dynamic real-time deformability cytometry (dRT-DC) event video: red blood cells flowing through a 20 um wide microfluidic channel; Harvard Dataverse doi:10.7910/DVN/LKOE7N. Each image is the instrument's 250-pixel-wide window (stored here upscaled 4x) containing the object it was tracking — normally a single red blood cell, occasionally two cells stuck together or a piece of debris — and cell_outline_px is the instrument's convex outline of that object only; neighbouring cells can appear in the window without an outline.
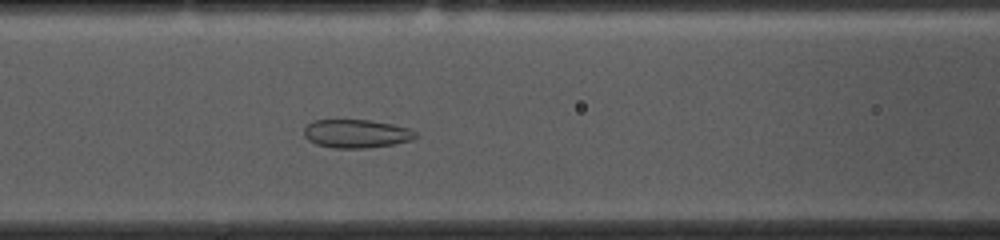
{"species": "common noctule bat (a hibernating species)", "species_latin": "Nyctalus noctula", "temperature_condition": "cold", "stored_images_in_passage": 52, "camera_frame_rate_fps": 3000, "um_per_image_px": 0.085, "animal": {"sex": "female", "body_mass_g": 10.0, "forearm_length_mm": 53.1}, "frame": {"image": 1, "passage_image": 19, "time_ms": 6.0, "image_size_px": [1000, 240], "cell_outline_px": [[416, 136], [412, 140], [396, 144], [368, 148], [336, 148], [316, 144], [308, 140], [304, 136], [304, 128], [308, 124], [316, 120], [368, 120], [392, 124], [408, 128], [416, 132]], "centroid_in_image_um": [30.3, 11.37], "position_along_channel_um": 136.3, "area_um2": 18.44}}
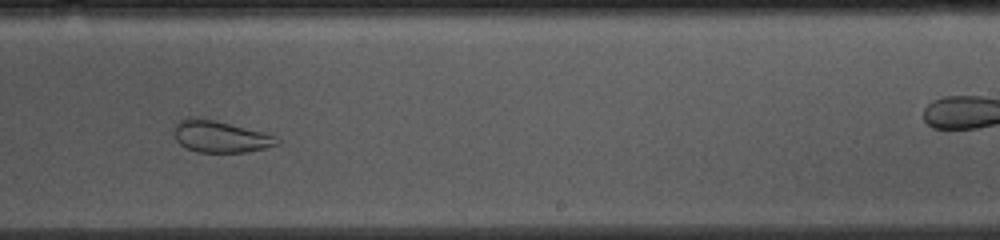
{"frame": {"image": 2, "passage_image": 30, "time_ms": 9.667, "image_size_px": [1000, 240], "cell_outline_px": [[280, 144], [248, 152], [196, 152], [180, 144], [176, 140], [172, 132], [176, 124], [184, 116], [196, 116], [264, 132], [276, 136], [280, 140]], "centroid_in_image_um": [18.7, 11.59], "position_along_channel_um": 270.3, "area_um2": 19.25}}
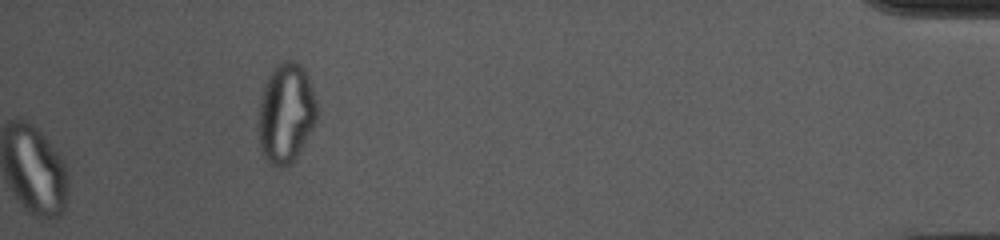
{"frame": {"image": 3, "passage_image": 52, "time_ms": 17.0, "image_size_px": [1000, 240], "cell_outline_px": [[320, 112], [312, 128], [296, 156], [288, 164], [280, 168], [272, 164], [264, 156], [260, 148], [256, 128], [256, 120], [260, 100], [268, 76], [272, 68], [280, 60], [292, 60], [300, 64], [304, 68], [308, 76]], "centroid_in_image_um": [24.28, 9.58], "position_along_channel_um": 410.9, "area_um2": 34.45}, "authors_computed_cell_mechanics": {"area_um2": 25.2586, "velocity_mm_per_s": 3.6679, "shape_relaxation_time_tau1_ms": null, "shape_relaxation_time_tau2_ms": 1.4025, "deformation_change_tau1": null, "deformation_change_tau2": 0.0562}}